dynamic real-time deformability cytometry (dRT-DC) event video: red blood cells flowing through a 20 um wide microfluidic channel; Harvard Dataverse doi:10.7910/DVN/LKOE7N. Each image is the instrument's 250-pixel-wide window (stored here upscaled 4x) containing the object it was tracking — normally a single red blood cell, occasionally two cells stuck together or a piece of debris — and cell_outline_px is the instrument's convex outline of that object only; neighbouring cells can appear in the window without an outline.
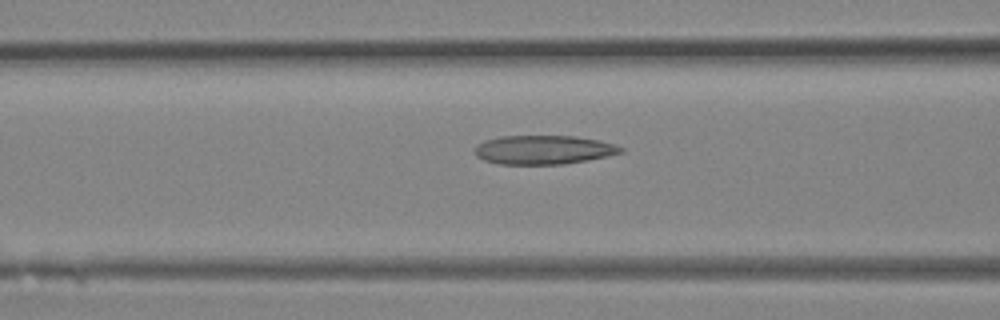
{"species": "Egyptian fruit bat (a non-hibernating species)", "species_latin": "Rousettus aegyptiacus", "temperature_condition": "room temperature", "stored_images_in_passage": 34, "camera_frame_rate_fps": 3000, "um_per_image_px": 0.085, "animal": {"sex": "female"}, "frame": {"image": 1, "passage_image": 14, "time_ms": 4.333, "image_size_px": [1000, 320], "cell_outline_px": [[624, 152], [588, 160], [564, 164], [500, 164], [484, 160], [476, 156], [472, 152], [472, 148], [476, 144], [484, 140], [500, 136], [576, 136], [600, 140], [616, 144], [624, 148]], "centroid_in_image_um": [46.17, 12.72], "position_along_channel_um": 120.4, "area_um2": 24.97}}
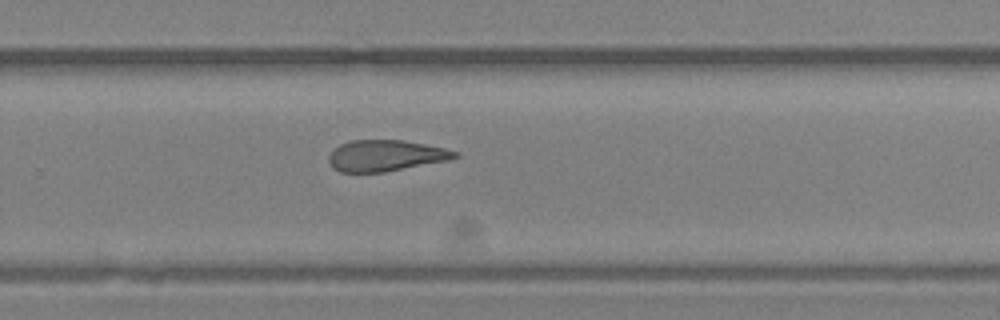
{"frame": {"image": 2, "passage_image": 23, "time_ms": 7.333, "image_size_px": [1000, 320], "cell_outline_px": [[460, 156], [448, 160], [384, 172], [340, 172], [332, 168], [328, 160], [328, 156], [340, 144], [348, 140], [404, 140], [444, 148], [460, 152]], "centroid_in_image_um": [32.77, 13.22], "position_along_channel_um": 297.0, "area_um2": 22.89}}
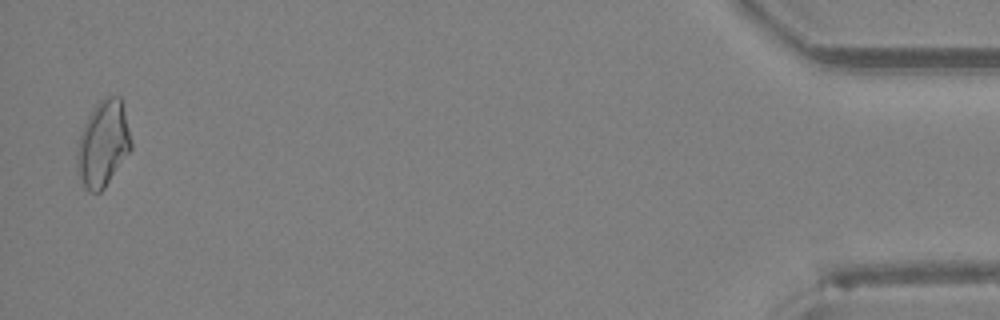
{"frame": {"image": 3, "passage_image": 34, "time_ms": 11.0, "image_size_px": [1000, 320], "cell_outline_px": [[132, 148], [104, 188], [100, 192], [88, 192], [84, 188], [76, 172], [76, 152], [80, 136], [84, 124], [92, 108], [100, 100], [108, 96], [120, 96], [132, 140]], "centroid_in_image_um": [8.74, 12.24], "position_along_channel_um": 426.5, "area_um2": 27.17}}